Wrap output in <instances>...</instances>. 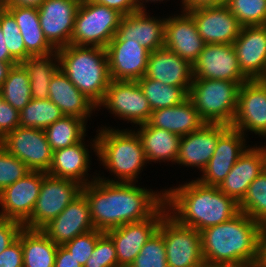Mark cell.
<instances>
[{
	"label": "cell",
	"mask_w": 266,
	"mask_h": 267,
	"mask_svg": "<svg viewBox=\"0 0 266 267\" xmlns=\"http://www.w3.org/2000/svg\"><path fill=\"white\" fill-rule=\"evenodd\" d=\"M82 194L88 201L94 229L103 232L151 218L165 204L164 190L157 194L134 183L107 182L98 177L83 186Z\"/></svg>",
	"instance_id": "1"
},
{
	"label": "cell",
	"mask_w": 266,
	"mask_h": 267,
	"mask_svg": "<svg viewBox=\"0 0 266 267\" xmlns=\"http://www.w3.org/2000/svg\"><path fill=\"white\" fill-rule=\"evenodd\" d=\"M263 226L239 212L230 220L200 231L204 263L255 267Z\"/></svg>",
	"instance_id": "2"
},
{
	"label": "cell",
	"mask_w": 266,
	"mask_h": 267,
	"mask_svg": "<svg viewBox=\"0 0 266 267\" xmlns=\"http://www.w3.org/2000/svg\"><path fill=\"white\" fill-rule=\"evenodd\" d=\"M169 215L180 225L199 232L237 215L239 204L217 186L205 185L197 179L165 190ZM172 213V214H171Z\"/></svg>",
	"instance_id": "3"
},
{
	"label": "cell",
	"mask_w": 266,
	"mask_h": 267,
	"mask_svg": "<svg viewBox=\"0 0 266 267\" xmlns=\"http://www.w3.org/2000/svg\"><path fill=\"white\" fill-rule=\"evenodd\" d=\"M57 54L59 69L98 107L111 82L106 49L69 44Z\"/></svg>",
	"instance_id": "4"
},
{
	"label": "cell",
	"mask_w": 266,
	"mask_h": 267,
	"mask_svg": "<svg viewBox=\"0 0 266 267\" xmlns=\"http://www.w3.org/2000/svg\"><path fill=\"white\" fill-rule=\"evenodd\" d=\"M105 128V129H104ZM99 129L93 140L92 150L97 153L106 169L113 172L118 180L98 176L107 182L135 183L138 174L147 161L144 149L137 133L133 130Z\"/></svg>",
	"instance_id": "5"
},
{
	"label": "cell",
	"mask_w": 266,
	"mask_h": 267,
	"mask_svg": "<svg viewBox=\"0 0 266 267\" xmlns=\"http://www.w3.org/2000/svg\"><path fill=\"white\" fill-rule=\"evenodd\" d=\"M242 84L225 80L193 79L188 98L205 123L231 126Z\"/></svg>",
	"instance_id": "6"
},
{
	"label": "cell",
	"mask_w": 266,
	"mask_h": 267,
	"mask_svg": "<svg viewBox=\"0 0 266 267\" xmlns=\"http://www.w3.org/2000/svg\"><path fill=\"white\" fill-rule=\"evenodd\" d=\"M122 16L117 10L93 0L81 1L70 44L106 48L117 34Z\"/></svg>",
	"instance_id": "7"
},
{
	"label": "cell",
	"mask_w": 266,
	"mask_h": 267,
	"mask_svg": "<svg viewBox=\"0 0 266 267\" xmlns=\"http://www.w3.org/2000/svg\"><path fill=\"white\" fill-rule=\"evenodd\" d=\"M82 188L76 181L44 172L35 207L31 216L23 223V228L41 230L82 194Z\"/></svg>",
	"instance_id": "8"
},
{
	"label": "cell",
	"mask_w": 266,
	"mask_h": 267,
	"mask_svg": "<svg viewBox=\"0 0 266 267\" xmlns=\"http://www.w3.org/2000/svg\"><path fill=\"white\" fill-rule=\"evenodd\" d=\"M164 239L168 267H203L201 235L194 228L180 225L169 212L158 230Z\"/></svg>",
	"instance_id": "9"
},
{
	"label": "cell",
	"mask_w": 266,
	"mask_h": 267,
	"mask_svg": "<svg viewBox=\"0 0 266 267\" xmlns=\"http://www.w3.org/2000/svg\"><path fill=\"white\" fill-rule=\"evenodd\" d=\"M0 145L10 154L20 159L30 171L47 173L53 151L43 129L19 126L7 133Z\"/></svg>",
	"instance_id": "10"
},
{
	"label": "cell",
	"mask_w": 266,
	"mask_h": 267,
	"mask_svg": "<svg viewBox=\"0 0 266 267\" xmlns=\"http://www.w3.org/2000/svg\"><path fill=\"white\" fill-rule=\"evenodd\" d=\"M105 107L115 116L137 125L148 123L152 114L149 101L137 81L111 80L98 107Z\"/></svg>",
	"instance_id": "11"
},
{
	"label": "cell",
	"mask_w": 266,
	"mask_h": 267,
	"mask_svg": "<svg viewBox=\"0 0 266 267\" xmlns=\"http://www.w3.org/2000/svg\"><path fill=\"white\" fill-rule=\"evenodd\" d=\"M193 66V79L225 80L245 83L233 44H205Z\"/></svg>",
	"instance_id": "12"
},
{
	"label": "cell",
	"mask_w": 266,
	"mask_h": 267,
	"mask_svg": "<svg viewBox=\"0 0 266 267\" xmlns=\"http://www.w3.org/2000/svg\"><path fill=\"white\" fill-rule=\"evenodd\" d=\"M231 127L243 135L248 130L266 137V79L249 80L240 86Z\"/></svg>",
	"instance_id": "13"
},
{
	"label": "cell",
	"mask_w": 266,
	"mask_h": 267,
	"mask_svg": "<svg viewBox=\"0 0 266 267\" xmlns=\"http://www.w3.org/2000/svg\"><path fill=\"white\" fill-rule=\"evenodd\" d=\"M168 213L164 204L151 218L124 224L105 233L116 248L118 266L129 267L148 239L158 230L161 219Z\"/></svg>",
	"instance_id": "14"
},
{
	"label": "cell",
	"mask_w": 266,
	"mask_h": 267,
	"mask_svg": "<svg viewBox=\"0 0 266 267\" xmlns=\"http://www.w3.org/2000/svg\"><path fill=\"white\" fill-rule=\"evenodd\" d=\"M80 3L79 0H44L37 9L43 34L55 50L70 44Z\"/></svg>",
	"instance_id": "15"
},
{
	"label": "cell",
	"mask_w": 266,
	"mask_h": 267,
	"mask_svg": "<svg viewBox=\"0 0 266 267\" xmlns=\"http://www.w3.org/2000/svg\"><path fill=\"white\" fill-rule=\"evenodd\" d=\"M44 172L30 171L0 192V218L24 223L35 207Z\"/></svg>",
	"instance_id": "16"
},
{
	"label": "cell",
	"mask_w": 266,
	"mask_h": 267,
	"mask_svg": "<svg viewBox=\"0 0 266 267\" xmlns=\"http://www.w3.org/2000/svg\"><path fill=\"white\" fill-rule=\"evenodd\" d=\"M186 11L206 44H233L239 36L242 26L225 4Z\"/></svg>",
	"instance_id": "17"
},
{
	"label": "cell",
	"mask_w": 266,
	"mask_h": 267,
	"mask_svg": "<svg viewBox=\"0 0 266 267\" xmlns=\"http://www.w3.org/2000/svg\"><path fill=\"white\" fill-rule=\"evenodd\" d=\"M105 49L111 80L138 81L145 75L150 51L138 42L111 40Z\"/></svg>",
	"instance_id": "18"
},
{
	"label": "cell",
	"mask_w": 266,
	"mask_h": 267,
	"mask_svg": "<svg viewBox=\"0 0 266 267\" xmlns=\"http://www.w3.org/2000/svg\"><path fill=\"white\" fill-rule=\"evenodd\" d=\"M245 135L229 126L219 137L214 154L197 180L205 185L219 186L239 157L246 151Z\"/></svg>",
	"instance_id": "19"
},
{
	"label": "cell",
	"mask_w": 266,
	"mask_h": 267,
	"mask_svg": "<svg viewBox=\"0 0 266 267\" xmlns=\"http://www.w3.org/2000/svg\"><path fill=\"white\" fill-rule=\"evenodd\" d=\"M239 66L250 79H266V25L243 26L233 43Z\"/></svg>",
	"instance_id": "20"
},
{
	"label": "cell",
	"mask_w": 266,
	"mask_h": 267,
	"mask_svg": "<svg viewBox=\"0 0 266 267\" xmlns=\"http://www.w3.org/2000/svg\"><path fill=\"white\" fill-rule=\"evenodd\" d=\"M56 245H64L78 235L94 230L90 208L83 194L41 229Z\"/></svg>",
	"instance_id": "21"
},
{
	"label": "cell",
	"mask_w": 266,
	"mask_h": 267,
	"mask_svg": "<svg viewBox=\"0 0 266 267\" xmlns=\"http://www.w3.org/2000/svg\"><path fill=\"white\" fill-rule=\"evenodd\" d=\"M181 13L166 18L164 47L193 65L206 43L199 35L193 17L187 11Z\"/></svg>",
	"instance_id": "22"
},
{
	"label": "cell",
	"mask_w": 266,
	"mask_h": 267,
	"mask_svg": "<svg viewBox=\"0 0 266 267\" xmlns=\"http://www.w3.org/2000/svg\"><path fill=\"white\" fill-rule=\"evenodd\" d=\"M146 78L181 87L187 94L193 83V66L166 47L150 52Z\"/></svg>",
	"instance_id": "23"
},
{
	"label": "cell",
	"mask_w": 266,
	"mask_h": 267,
	"mask_svg": "<svg viewBox=\"0 0 266 267\" xmlns=\"http://www.w3.org/2000/svg\"><path fill=\"white\" fill-rule=\"evenodd\" d=\"M228 127L224 124L205 123L200 129L182 136L175 163L198 167L202 171L214 154L218 137Z\"/></svg>",
	"instance_id": "24"
},
{
	"label": "cell",
	"mask_w": 266,
	"mask_h": 267,
	"mask_svg": "<svg viewBox=\"0 0 266 267\" xmlns=\"http://www.w3.org/2000/svg\"><path fill=\"white\" fill-rule=\"evenodd\" d=\"M165 19H156L138 10L121 17L117 34L112 40L136 41L150 52L164 47Z\"/></svg>",
	"instance_id": "25"
},
{
	"label": "cell",
	"mask_w": 266,
	"mask_h": 267,
	"mask_svg": "<svg viewBox=\"0 0 266 267\" xmlns=\"http://www.w3.org/2000/svg\"><path fill=\"white\" fill-rule=\"evenodd\" d=\"M265 169L266 158L263 149L260 146L248 147L218 188L239 204L246 195L250 184Z\"/></svg>",
	"instance_id": "26"
},
{
	"label": "cell",
	"mask_w": 266,
	"mask_h": 267,
	"mask_svg": "<svg viewBox=\"0 0 266 267\" xmlns=\"http://www.w3.org/2000/svg\"><path fill=\"white\" fill-rule=\"evenodd\" d=\"M48 98L65 116H75L86 122L87 118L91 117L92 111L98 108L75 87L60 69L50 80Z\"/></svg>",
	"instance_id": "27"
},
{
	"label": "cell",
	"mask_w": 266,
	"mask_h": 267,
	"mask_svg": "<svg viewBox=\"0 0 266 267\" xmlns=\"http://www.w3.org/2000/svg\"><path fill=\"white\" fill-rule=\"evenodd\" d=\"M84 140L83 138L79 143L55 150L47 174L76 181L82 186L94 181L97 178L95 176L91 181L85 178L90 168V155Z\"/></svg>",
	"instance_id": "28"
},
{
	"label": "cell",
	"mask_w": 266,
	"mask_h": 267,
	"mask_svg": "<svg viewBox=\"0 0 266 267\" xmlns=\"http://www.w3.org/2000/svg\"><path fill=\"white\" fill-rule=\"evenodd\" d=\"M149 123L180 137L200 129L205 124L189 98L177 106L153 110Z\"/></svg>",
	"instance_id": "29"
},
{
	"label": "cell",
	"mask_w": 266,
	"mask_h": 267,
	"mask_svg": "<svg viewBox=\"0 0 266 267\" xmlns=\"http://www.w3.org/2000/svg\"><path fill=\"white\" fill-rule=\"evenodd\" d=\"M136 132L140 138L147 161L176 162L180 136L162 128L153 127L149 122L139 125Z\"/></svg>",
	"instance_id": "30"
},
{
	"label": "cell",
	"mask_w": 266,
	"mask_h": 267,
	"mask_svg": "<svg viewBox=\"0 0 266 267\" xmlns=\"http://www.w3.org/2000/svg\"><path fill=\"white\" fill-rule=\"evenodd\" d=\"M5 8L16 19L26 51L30 55H45L57 51L49 44L43 34L36 8L16 6H5Z\"/></svg>",
	"instance_id": "31"
},
{
	"label": "cell",
	"mask_w": 266,
	"mask_h": 267,
	"mask_svg": "<svg viewBox=\"0 0 266 267\" xmlns=\"http://www.w3.org/2000/svg\"><path fill=\"white\" fill-rule=\"evenodd\" d=\"M23 267H54L58 249L42 230L23 228L20 231Z\"/></svg>",
	"instance_id": "32"
},
{
	"label": "cell",
	"mask_w": 266,
	"mask_h": 267,
	"mask_svg": "<svg viewBox=\"0 0 266 267\" xmlns=\"http://www.w3.org/2000/svg\"><path fill=\"white\" fill-rule=\"evenodd\" d=\"M21 64L30 79L32 98L48 99L50 80L59 69L57 51L45 55H30Z\"/></svg>",
	"instance_id": "33"
},
{
	"label": "cell",
	"mask_w": 266,
	"mask_h": 267,
	"mask_svg": "<svg viewBox=\"0 0 266 267\" xmlns=\"http://www.w3.org/2000/svg\"><path fill=\"white\" fill-rule=\"evenodd\" d=\"M86 121L75 116H63L44 131L54 152L79 143L85 136Z\"/></svg>",
	"instance_id": "34"
},
{
	"label": "cell",
	"mask_w": 266,
	"mask_h": 267,
	"mask_svg": "<svg viewBox=\"0 0 266 267\" xmlns=\"http://www.w3.org/2000/svg\"><path fill=\"white\" fill-rule=\"evenodd\" d=\"M0 94L19 112L31 101L30 79L21 63L12 66L6 80L0 87Z\"/></svg>",
	"instance_id": "35"
},
{
	"label": "cell",
	"mask_w": 266,
	"mask_h": 267,
	"mask_svg": "<svg viewBox=\"0 0 266 267\" xmlns=\"http://www.w3.org/2000/svg\"><path fill=\"white\" fill-rule=\"evenodd\" d=\"M137 82L152 111L177 106L188 98V94L181 87L165 85L145 76Z\"/></svg>",
	"instance_id": "36"
},
{
	"label": "cell",
	"mask_w": 266,
	"mask_h": 267,
	"mask_svg": "<svg viewBox=\"0 0 266 267\" xmlns=\"http://www.w3.org/2000/svg\"><path fill=\"white\" fill-rule=\"evenodd\" d=\"M63 116L62 111L49 98H32L20 111L19 126L45 130Z\"/></svg>",
	"instance_id": "37"
},
{
	"label": "cell",
	"mask_w": 266,
	"mask_h": 267,
	"mask_svg": "<svg viewBox=\"0 0 266 267\" xmlns=\"http://www.w3.org/2000/svg\"><path fill=\"white\" fill-rule=\"evenodd\" d=\"M239 211L266 226V169L248 187L246 195L239 203Z\"/></svg>",
	"instance_id": "38"
},
{
	"label": "cell",
	"mask_w": 266,
	"mask_h": 267,
	"mask_svg": "<svg viewBox=\"0 0 266 267\" xmlns=\"http://www.w3.org/2000/svg\"><path fill=\"white\" fill-rule=\"evenodd\" d=\"M225 5L242 27L266 25V0H226Z\"/></svg>",
	"instance_id": "39"
},
{
	"label": "cell",
	"mask_w": 266,
	"mask_h": 267,
	"mask_svg": "<svg viewBox=\"0 0 266 267\" xmlns=\"http://www.w3.org/2000/svg\"><path fill=\"white\" fill-rule=\"evenodd\" d=\"M0 26L10 55L18 63L23 62L30 54L26 51L16 19L5 7H0Z\"/></svg>",
	"instance_id": "40"
},
{
	"label": "cell",
	"mask_w": 266,
	"mask_h": 267,
	"mask_svg": "<svg viewBox=\"0 0 266 267\" xmlns=\"http://www.w3.org/2000/svg\"><path fill=\"white\" fill-rule=\"evenodd\" d=\"M129 267H168L163 236L156 231Z\"/></svg>",
	"instance_id": "41"
},
{
	"label": "cell",
	"mask_w": 266,
	"mask_h": 267,
	"mask_svg": "<svg viewBox=\"0 0 266 267\" xmlns=\"http://www.w3.org/2000/svg\"><path fill=\"white\" fill-rule=\"evenodd\" d=\"M30 170L17 157L0 145V192L23 178Z\"/></svg>",
	"instance_id": "42"
},
{
	"label": "cell",
	"mask_w": 266,
	"mask_h": 267,
	"mask_svg": "<svg viewBox=\"0 0 266 267\" xmlns=\"http://www.w3.org/2000/svg\"><path fill=\"white\" fill-rule=\"evenodd\" d=\"M118 266L114 242L104 233L96 242L91 256L84 267H116Z\"/></svg>",
	"instance_id": "43"
},
{
	"label": "cell",
	"mask_w": 266,
	"mask_h": 267,
	"mask_svg": "<svg viewBox=\"0 0 266 267\" xmlns=\"http://www.w3.org/2000/svg\"><path fill=\"white\" fill-rule=\"evenodd\" d=\"M105 232L100 230H92L82 235H78L73 240L65 243L63 246L69 250L72 256L84 267L88 258L91 256L97 240Z\"/></svg>",
	"instance_id": "44"
},
{
	"label": "cell",
	"mask_w": 266,
	"mask_h": 267,
	"mask_svg": "<svg viewBox=\"0 0 266 267\" xmlns=\"http://www.w3.org/2000/svg\"><path fill=\"white\" fill-rule=\"evenodd\" d=\"M20 112L13 108L0 94V140L19 127Z\"/></svg>",
	"instance_id": "45"
},
{
	"label": "cell",
	"mask_w": 266,
	"mask_h": 267,
	"mask_svg": "<svg viewBox=\"0 0 266 267\" xmlns=\"http://www.w3.org/2000/svg\"><path fill=\"white\" fill-rule=\"evenodd\" d=\"M22 229L23 224L16 220L0 218V253L18 238Z\"/></svg>",
	"instance_id": "46"
},
{
	"label": "cell",
	"mask_w": 266,
	"mask_h": 267,
	"mask_svg": "<svg viewBox=\"0 0 266 267\" xmlns=\"http://www.w3.org/2000/svg\"><path fill=\"white\" fill-rule=\"evenodd\" d=\"M0 267H23V250L18 238L0 253Z\"/></svg>",
	"instance_id": "47"
},
{
	"label": "cell",
	"mask_w": 266,
	"mask_h": 267,
	"mask_svg": "<svg viewBox=\"0 0 266 267\" xmlns=\"http://www.w3.org/2000/svg\"><path fill=\"white\" fill-rule=\"evenodd\" d=\"M99 4L117 10L123 16L139 10L137 0H93Z\"/></svg>",
	"instance_id": "48"
},
{
	"label": "cell",
	"mask_w": 266,
	"mask_h": 267,
	"mask_svg": "<svg viewBox=\"0 0 266 267\" xmlns=\"http://www.w3.org/2000/svg\"><path fill=\"white\" fill-rule=\"evenodd\" d=\"M54 267H82V266L72 256L69 250H67L63 245H59L55 256Z\"/></svg>",
	"instance_id": "49"
},
{
	"label": "cell",
	"mask_w": 266,
	"mask_h": 267,
	"mask_svg": "<svg viewBox=\"0 0 266 267\" xmlns=\"http://www.w3.org/2000/svg\"><path fill=\"white\" fill-rule=\"evenodd\" d=\"M183 10H192L200 7H210L225 4L226 0H183Z\"/></svg>",
	"instance_id": "50"
},
{
	"label": "cell",
	"mask_w": 266,
	"mask_h": 267,
	"mask_svg": "<svg viewBox=\"0 0 266 267\" xmlns=\"http://www.w3.org/2000/svg\"><path fill=\"white\" fill-rule=\"evenodd\" d=\"M255 267H266V226H263L258 249V259Z\"/></svg>",
	"instance_id": "51"
},
{
	"label": "cell",
	"mask_w": 266,
	"mask_h": 267,
	"mask_svg": "<svg viewBox=\"0 0 266 267\" xmlns=\"http://www.w3.org/2000/svg\"><path fill=\"white\" fill-rule=\"evenodd\" d=\"M0 61L1 62H17L10 55L9 50L6 47L1 26H0Z\"/></svg>",
	"instance_id": "52"
},
{
	"label": "cell",
	"mask_w": 266,
	"mask_h": 267,
	"mask_svg": "<svg viewBox=\"0 0 266 267\" xmlns=\"http://www.w3.org/2000/svg\"><path fill=\"white\" fill-rule=\"evenodd\" d=\"M44 0H12L6 6L29 7L38 9Z\"/></svg>",
	"instance_id": "53"
},
{
	"label": "cell",
	"mask_w": 266,
	"mask_h": 267,
	"mask_svg": "<svg viewBox=\"0 0 266 267\" xmlns=\"http://www.w3.org/2000/svg\"><path fill=\"white\" fill-rule=\"evenodd\" d=\"M18 64V62H1L0 61V87L3 85V82L6 80L8 73L13 65Z\"/></svg>",
	"instance_id": "54"
},
{
	"label": "cell",
	"mask_w": 266,
	"mask_h": 267,
	"mask_svg": "<svg viewBox=\"0 0 266 267\" xmlns=\"http://www.w3.org/2000/svg\"><path fill=\"white\" fill-rule=\"evenodd\" d=\"M142 1V2H141ZM146 2H149V1H153V2H155V1H163V0H145ZM183 1V0H182ZM144 3V0H137V4H138V7H139V10H145V6H143V5H145V4H143Z\"/></svg>",
	"instance_id": "55"
},
{
	"label": "cell",
	"mask_w": 266,
	"mask_h": 267,
	"mask_svg": "<svg viewBox=\"0 0 266 267\" xmlns=\"http://www.w3.org/2000/svg\"><path fill=\"white\" fill-rule=\"evenodd\" d=\"M12 0H0V7H5L8 5Z\"/></svg>",
	"instance_id": "56"
},
{
	"label": "cell",
	"mask_w": 266,
	"mask_h": 267,
	"mask_svg": "<svg viewBox=\"0 0 266 267\" xmlns=\"http://www.w3.org/2000/svg\"><path fill=\"white\" fill-rule=\"evenodd\" d=\"M203 267H228V266H213V265H204ZM237 267H248V266H237Z\"/></svg>",
	"instance_id": "57"
},
{
	"label": "cell",
	"mask_w": 266,
	"mask_h": 267,
	"mask_svg": "<svg viewBox=\"0 0 266 267\" xmlns=\"http://www.w3.org/2000/svg\"><path fill=\"white\" fill-rule=\"evenodd\" d=\"M261 148L263 149V151H264V154H265V158H266V146H265V147H264V146H262Z\"/></svg>",
	"instance_id": "58"
}]
</instances>
